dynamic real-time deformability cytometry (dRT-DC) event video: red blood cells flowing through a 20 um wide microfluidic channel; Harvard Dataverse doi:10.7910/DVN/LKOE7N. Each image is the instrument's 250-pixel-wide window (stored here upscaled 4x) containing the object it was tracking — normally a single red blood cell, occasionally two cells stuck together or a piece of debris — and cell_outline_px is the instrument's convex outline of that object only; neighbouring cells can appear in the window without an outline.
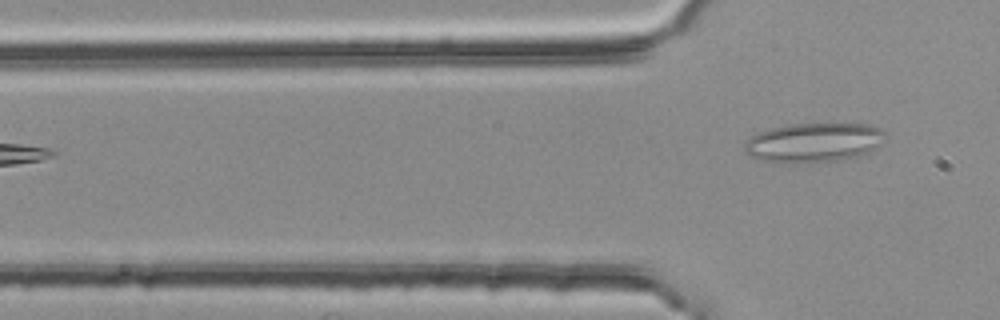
{"species": "common noctule bat (a hibernating species)", "species_latin": "Nyctalus noctula", "temperature_condition": "room temperature", "stored_images_in_passage": 3, "camera_frame_rate_fps": 3000, "um_per_image_px": 0.085, "animal": {"sex": "female", "body_mass_g": 25.1}, "frame": {"image": 1, "passage_image": 3, "time_ms": 0.667, "image_size_px": [1000, 320], "cell_outline_px": [[888, 132], [880, 144], [872, 152], [844, 160], [812, 164], [808, 164], [760, 160], [748, 156], [744, 152], [744, 144], [752, 136], [760, 132], [772, 128], [788, 124], [868, 124], [880, 128]], "centroid_in_image_um": [69.21, 12.14], "position_along_channel_um": 56.6, "area_um2": 32.83}}